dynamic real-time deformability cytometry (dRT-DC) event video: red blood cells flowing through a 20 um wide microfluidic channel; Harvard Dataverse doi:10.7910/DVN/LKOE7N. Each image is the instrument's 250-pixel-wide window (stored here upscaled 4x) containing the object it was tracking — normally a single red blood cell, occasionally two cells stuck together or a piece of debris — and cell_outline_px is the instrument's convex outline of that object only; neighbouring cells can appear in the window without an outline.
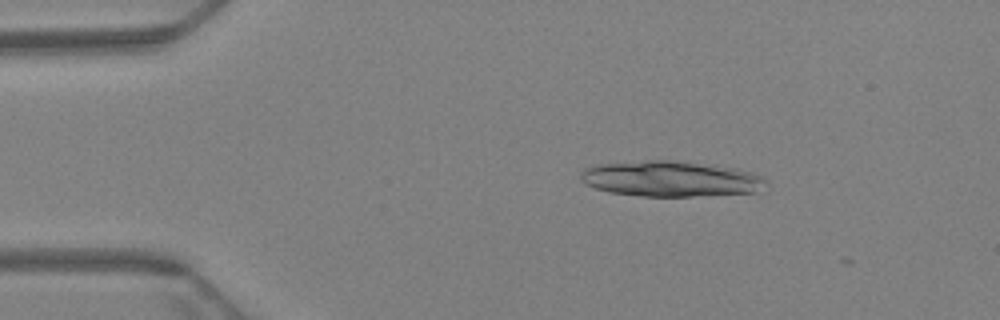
{"species": "Egyptian fruit bat (a non-hibernating species)", "species_latin": "Rousettus aegyptiacus", "temperature_condition": "warm", "stored_images_in_passage": 19, "camera_frame_rate_fps": 3000, "um_per_image_px": 0.085, "animal": {"sex": "female"}, "frame": {"image": 1, "passage_image": 11, "time_ms": 3.333, "image_size_px": [1000, 320], "cell_outline_px": [[756, 180], [752, 192], [688, 196], [644, 196], [612, 192], [596, 188], [588, 184], [584, 180], [584, 172], [592, 168], [608, 164], [692, 164], [712, 168], [744, 176]], "centroid_in_image_um": [56.67, 15.31], "position_along_channel_um": 28.3, "area_um2": 32.48}}